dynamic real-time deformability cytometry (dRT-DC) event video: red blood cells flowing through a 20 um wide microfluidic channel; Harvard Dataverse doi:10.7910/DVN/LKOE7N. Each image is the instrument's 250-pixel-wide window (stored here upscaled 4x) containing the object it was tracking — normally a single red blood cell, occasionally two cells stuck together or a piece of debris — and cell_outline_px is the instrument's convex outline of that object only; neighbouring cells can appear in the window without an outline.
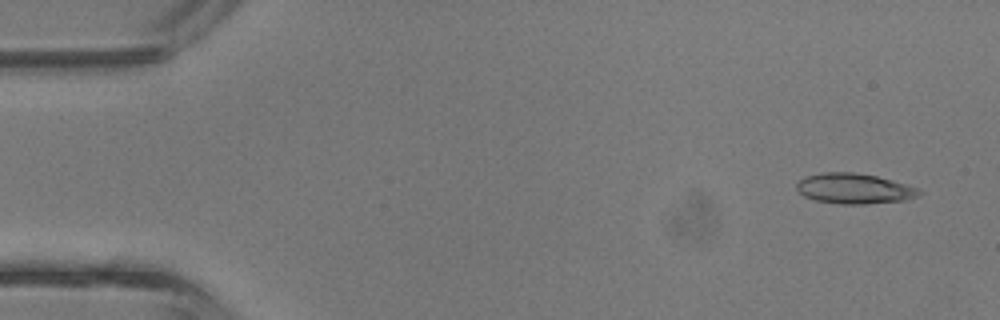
{"species": "common noctule bat (a hibernating species)", "species_latin": "Nyctalus noctula", "temperature_condition": "room temperature", "stored_images_in_passage": 4, "camera_frame_rate_fps": 3000, "um_per_image_px": 0.085, "animal": {"sex": "male", "body_mass_g": 13.3}, "frame": {"image": 1, "passage_image": 1, "time_ms": 0.0, "image_size_px": [1000, 320], "cell_outline_px": [[924, 192], [916, 196], [904, 200], [864, 204], [840, 204], [816, 200], [804, 196], [796, 188], [796, 184], [804, 176], [824, 172], [852, 172], [876, 176], [892, 180], [916, 188]], "centroid_in_image_um": [72.57, 16.02], "position_along_channel_um": 12.4, "area_um2": 21.44}}
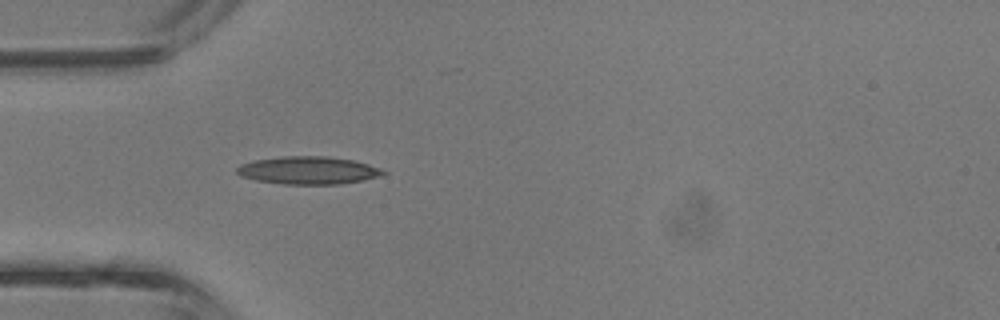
{"frame": {"image": 2, "passage_image": 4, "time_ms": 1.0, "image_size_px": [1000, 320], "cell_outline_px": [[388, 172], [384, 176], [364, 180], [340, 184], [284, 184], [256, 180], [240, 176], [236, 172], [236, 168], [240, 164], [252, 160], [280, 156], [328, 156], [352, 160], [368, 164], [380, 168]], "centroid_in_image_um": [26.21, 14.47], "position_along_channel_um": 58.8, "area_um2": 23.93}}